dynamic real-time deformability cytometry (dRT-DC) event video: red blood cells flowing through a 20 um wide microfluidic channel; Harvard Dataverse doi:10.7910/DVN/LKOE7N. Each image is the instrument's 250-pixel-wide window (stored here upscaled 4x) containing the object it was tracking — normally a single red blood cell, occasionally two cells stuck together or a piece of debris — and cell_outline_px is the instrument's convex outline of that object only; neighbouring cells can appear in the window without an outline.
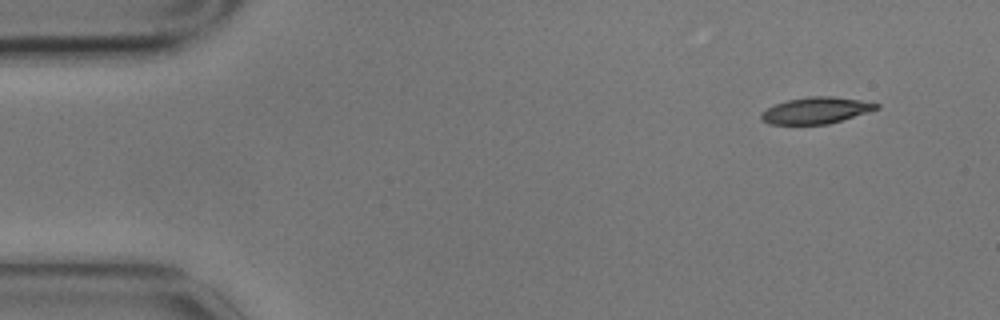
{"species": "common noctule bat (a hibernating species)", "species_latin": "Nyctalus noctula", "temperature_condition": "cold", "stored_images_in_passage": 4, "camera_frame_rate_fps": 3000, "um_per_image_px": 0.085, "animal": {"sex": "male", "body_mass_g": 17.9}, "frame": {"image": 1, "passage_image": 1, "time_ms": 0.0, "image_size_px": [1000, 320], "cell_outline_px": [[880, 108], [868, 112], [828, 124], [768, 124], [760, 120], [760, 112], [776, 104], [788, 100], [808, 96], [832, 96], [860, 100], [880, 104]], "centroid_in_image_um": [69.34, 9.39], "position_along_channel_um": 15.7, "area_um2": 17.74}}
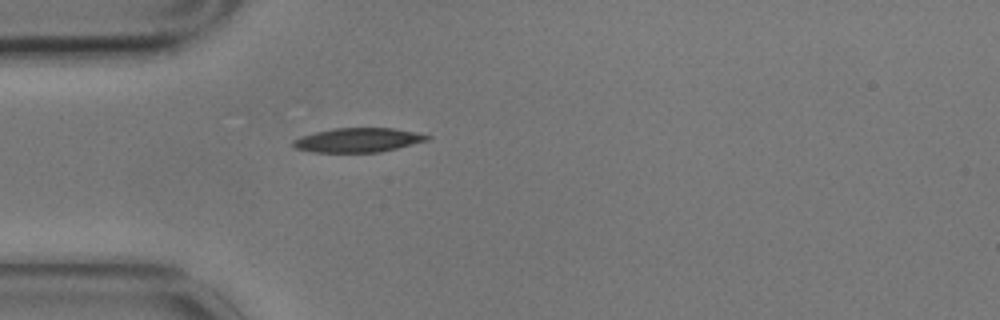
{"frame": {"image": 2, "passage_image": 4, "time_ms": 1.0, "image_size_px": [1000, 320], "cell_outline_px": [[432, 140], [380, 152], [312, 152], [296, 148], [292, 144], [292, 140], [300, 136], [332, 128], [392, 128], [432, 136]], "centroid_in_image_um": [30.44, 11.91], "position_along_channel_um": 54.6, "area_um2": 18.96}}